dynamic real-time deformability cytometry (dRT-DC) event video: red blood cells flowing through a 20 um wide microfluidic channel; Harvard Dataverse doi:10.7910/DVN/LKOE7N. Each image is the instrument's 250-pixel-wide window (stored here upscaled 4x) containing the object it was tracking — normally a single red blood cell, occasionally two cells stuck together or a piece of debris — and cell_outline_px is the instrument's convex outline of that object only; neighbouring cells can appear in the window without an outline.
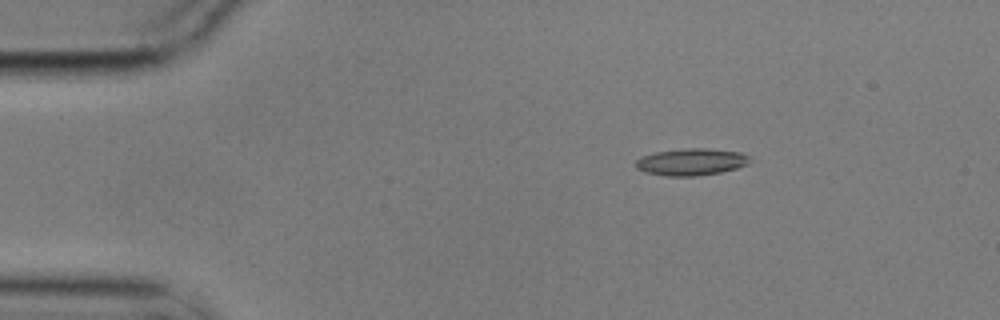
{"species": "common noctule bat (a hibernating species)", "species_latin": "Nyctalus noctula", "temperature_condition": "cold", "stored_images_in_passage": 3, "camera_frame_rate_fps": 3000, "um_per_image_px": 0.085, "animal": {"sex": "male", "body_mass_g": 17.9}, "frame": {"image": 1, "passage_image": 1, "time_ms": 0.0, "image_size_px": [1000, 320], "cell_outline_px": [[752, 160], [748, 164], [736, 168], [720, 172], [696, 176], [664, 176], [644, 172], [636, 168], [636, 160], [640, 156], [656, 152], [684, 148], [708, 148], [740, 152], [752, 156]], "centroid_in_image_um": [58.77, 13.76], "position_along_channel_um": 26.2, "area_um2": 18.15}}